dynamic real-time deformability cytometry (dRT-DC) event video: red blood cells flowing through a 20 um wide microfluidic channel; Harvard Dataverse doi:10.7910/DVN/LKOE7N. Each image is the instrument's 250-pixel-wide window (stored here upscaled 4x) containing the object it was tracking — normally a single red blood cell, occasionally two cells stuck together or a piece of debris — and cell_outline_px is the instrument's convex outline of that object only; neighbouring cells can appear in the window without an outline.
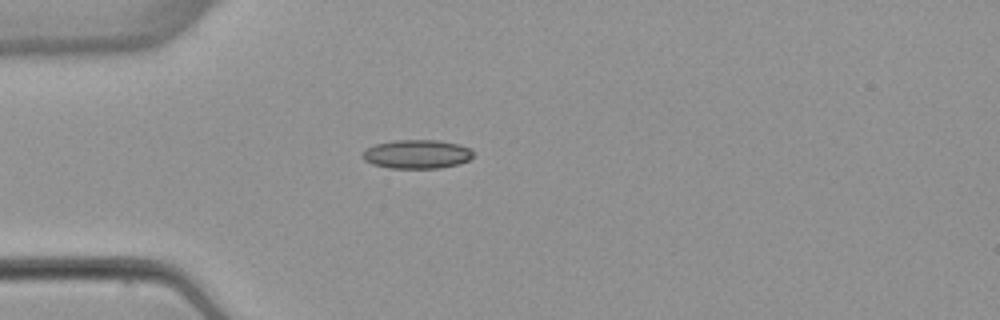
{"species": "common noctule bat (a hibernating species)", "species_latin": "Nyctalus noctula", "temperature_condition": "warm", "stored_images_in_passage": 4, "camera_frame_rate_fps": 3000, "um_per_image_px": 0.085, "animal": {"sex": "female", "body_mass_g": 22.7, "forearm_length_mm": 54.2}, "frame": {"image": 1, "passage_image": 4, "time_ms": 4.333, "image_size_px": [1000, 320], "cell_outline_px": [[472, 156], [468, 160], [460, 164], [440, 168], [388, 168], [372, 164], [364, 160], [360, 152], [376, 144], [392, 140], [440, 140], [460, 144], [472, 148]], "centroid_in_image_um": [35.44, 13.1], "position_along_channel_um": 49.6, "area_um2": 18.84}}